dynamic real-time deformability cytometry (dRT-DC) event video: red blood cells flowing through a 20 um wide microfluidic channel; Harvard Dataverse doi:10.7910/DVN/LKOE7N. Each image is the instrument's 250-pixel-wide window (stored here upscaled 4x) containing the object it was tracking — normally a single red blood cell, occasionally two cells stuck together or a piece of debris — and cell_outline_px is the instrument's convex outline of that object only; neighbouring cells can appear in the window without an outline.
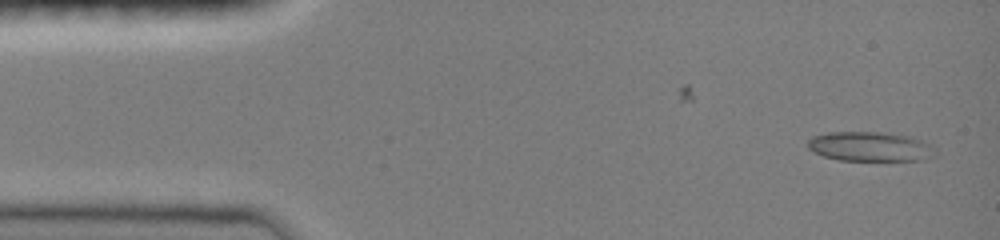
{"species": "common noctule bat (a hibernating species)", "species_latin": "Nyctalus noctula", "temperature_condition": "room temperature", "stored_images_in_passage": 19, "camera_frame_rate_fps": 3000, "um_per_image_px": 0.085, "animal": {"sex": "female", "body_mass_g": 19.0, "forearm_length_mm": 51.5}, "frame": {"image": 1, "passage_image": 2, "time_ms": 0.333, "image_size_px": [1000, 240], "cell_outline_px": [[936, 156], [924, 160], [840, 160], [824, 156], [808, 148], [808, 140], [812, 136], [828, 132], [880, 132], [912, 136], [924, 140], [932, 144], [936, 148]], "centroid_in_image_um": [74.05, 12.45], "position_along_channel_um": 11.0, "area_um2": 22.2}}
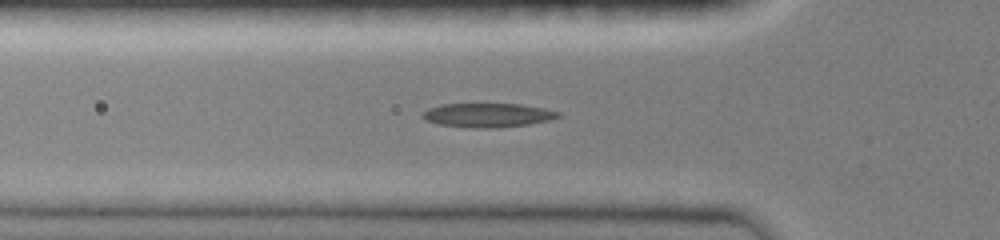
{"frame": {"image": 2, "passage_image": 12, "time_ms": 4.667, "image_size_px": [1000, 240], "cell_outline_px": [[560, 116], [548, 120], [528, 124], [488, 128], [476, 128], [436, 124], [424, 120], [420, 116], [428, 108], [440, 104], [520, 104], [544, 108], [560, 112]], "centroid_in_image_um": [41.4, 9.78], "position_along_channel_um": 84.4, "area_um2": 18.9}}
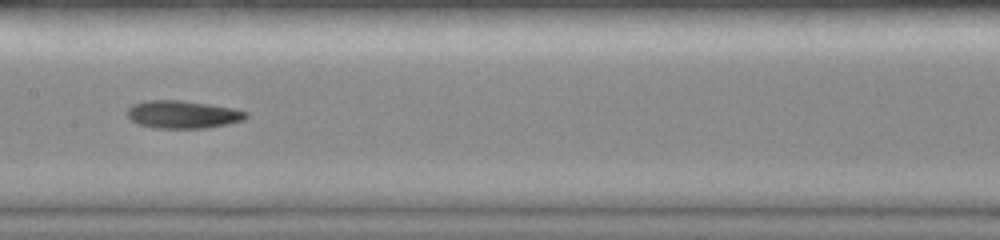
{"frame": {"image": 3, "passage_image": 17, "time_ms": 7.333, "image_size_px": [1000, 240], "cell_outline_px": [[248, 116], [244, 120], [228, 124], [204, 128], [156, 128], [140, 124], [132, 120], [124, 112], [132, 104], [144, 100], [180, 100], [208, 104], [232, 108], [248, 112]], "centroid_in_image_um": [15.52, 9.72], "position_along_channel_um": 191.9, "area_um2": 19.25}}